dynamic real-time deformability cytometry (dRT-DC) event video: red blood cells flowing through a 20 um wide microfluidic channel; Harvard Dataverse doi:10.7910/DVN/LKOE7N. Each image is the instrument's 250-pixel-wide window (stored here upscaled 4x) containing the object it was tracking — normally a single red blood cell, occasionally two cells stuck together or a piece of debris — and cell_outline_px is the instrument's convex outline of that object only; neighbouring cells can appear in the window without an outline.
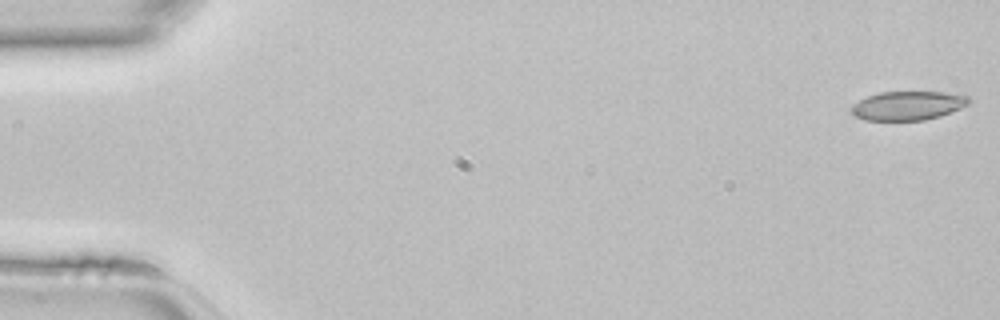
{"species": "common noctule bat (a hibernating species)", "species_latin": "Nyctalus noctula", "temperature_condition": "room temperature", "stored_images_in_passage": 45, "camera_frame_rate_fps": 3000, "um_per_image_px": 0.085, "animal": {"sex": "female", "body_mass_g": 22.7, "forearm_length_mm": 54.2}, "frame": {"image": 1, "passage_image": 1, "time_ms": 0.0, "image_size_px": [1000, 320], "cell_outline_px": [[972, 100], [968, 104], [960, 108], [940, 116], [924, 120], [864, 120], [852, 116], [848, 112], [848, 108], [852, 104], [868, 96], [880, 92], [944, 92], [968, 96]], "centroid_in_image_um": [77.1, 8.98], "position_along_channel_um": 7.9, "area_um2": 20.0}}
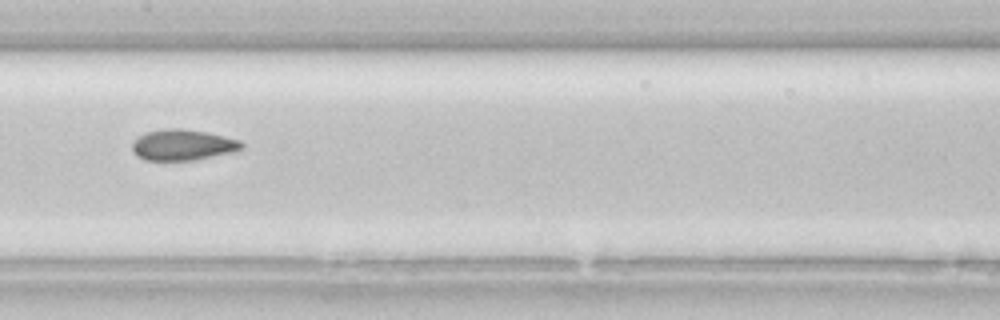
{"frame": {"image": 2, "passage_image": 23, "time_ms": 7.333, "image_size_px": [1000, 320], "cell_outline_px": [[244, 148], [236, 152], [192, 160], [144, 160], [136, 156], [132, 148], [132, 144], [140, 136], [148, 132], [168, 128], [180, 128], [208, 132], [240, 140], [244, 144]], "centroid_in_image_um": [15.59, 12.32], "position_along_channel_um": 191.8, "area_um2": 19.71}}
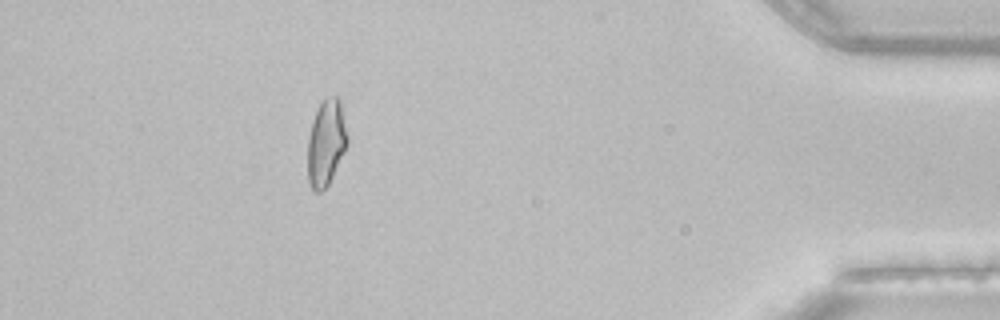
{"frame": {"image": 3, "passage_image": 41, "time_ms": 13.333, "image_size_px": [1000, 320], "cell_outline_px": [[348, 144], [328, 184], [320, 192], [316, 192], [312, 188], [308, 180], [308, 136], [312, 120], [320, 104], [328, 96], [340, 96], [348, 136]], "centroid_in_image_um": [27.73, 12.09], "position_along_channel_um": 407.5, "area_um2": 19.94}}